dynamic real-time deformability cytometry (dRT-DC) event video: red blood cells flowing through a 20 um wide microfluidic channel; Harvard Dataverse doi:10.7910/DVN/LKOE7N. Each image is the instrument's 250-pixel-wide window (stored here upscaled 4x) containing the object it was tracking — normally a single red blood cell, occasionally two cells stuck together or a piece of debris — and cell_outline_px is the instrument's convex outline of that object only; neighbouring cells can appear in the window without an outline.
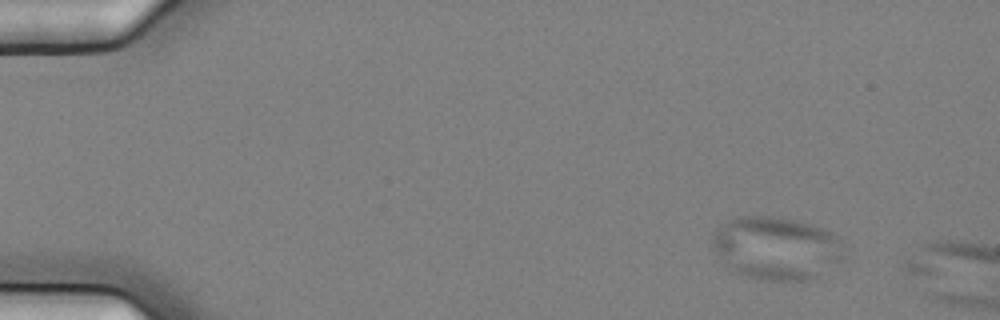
{"species": "common noctule bat (a hibernating species)", "species_latin": "Nyctalus noctula", "temperature_condition": "cold", "stored_images_in_passage": 3, "camera_frame_rate_fps": 3000, "um_per_image_px": 0.085, "animal": {"sex": "female", "body_mass_g": 25.1}, "frame": {"image": 1, "passage_image": 1, "time_ms": 0.0, "image_size_px": [1000, 320], "cell_outline_px": [[844, 260], [816, 280], [764, 280], [748, 276], [736, 272], [728, 268], [716, 252], [712, 244], [712, 240], [716, 232], [728, 220], [736, 216], [780, 216], [812, 224], [824, 228], [840, 236]], "centroid_in_image_um": [66.08, 21.09], "position_along_channel_um": 18.9, "area_um2": 48.9}}